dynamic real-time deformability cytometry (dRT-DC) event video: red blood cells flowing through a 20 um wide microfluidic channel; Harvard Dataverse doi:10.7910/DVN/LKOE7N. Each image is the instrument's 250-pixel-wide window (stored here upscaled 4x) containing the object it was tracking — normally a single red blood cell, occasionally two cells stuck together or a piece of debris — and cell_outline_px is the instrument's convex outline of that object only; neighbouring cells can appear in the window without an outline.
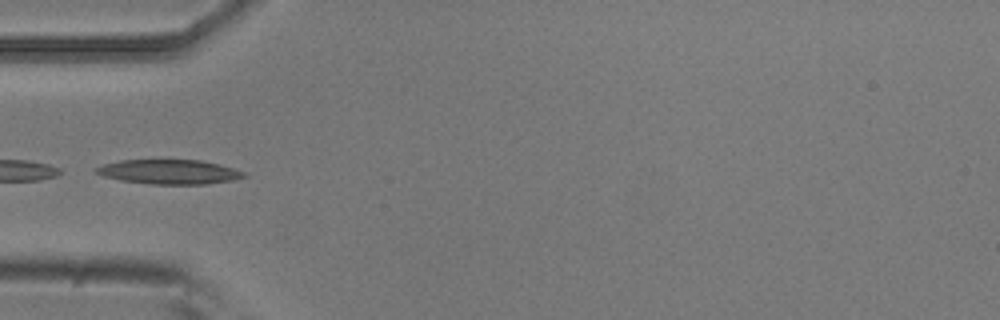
{"species": "common noctule bat (a hibernating species)", "species_latin": "Nyctalus noctula", "temperature_condition": "room temperature", "stored_images_in_passage": 4, "camera_frame_rate_fps": 3000, "um_per_image_px": 0.085, "animal": {"sex": "male", "body_mass_g": 20.5, "forearm_length_mm": 52.5}, "frame": {"image": 1, "passage_image": 3, "time_ms": 0.667, "image_size_px": [1000, 320], "cell_outline_px": [[248, 176], [232, 180], [204, 184], [152, 184], [120, 180], [104, 176], [96, 172], [92, 168], [104, 164], [120, 160], [200, 160], [232, 168], [244, 172]], "centroid_in_image_um": [14.34, 14.6], "position_along_channel_um": 70.7, "area_um2": 20.87}}
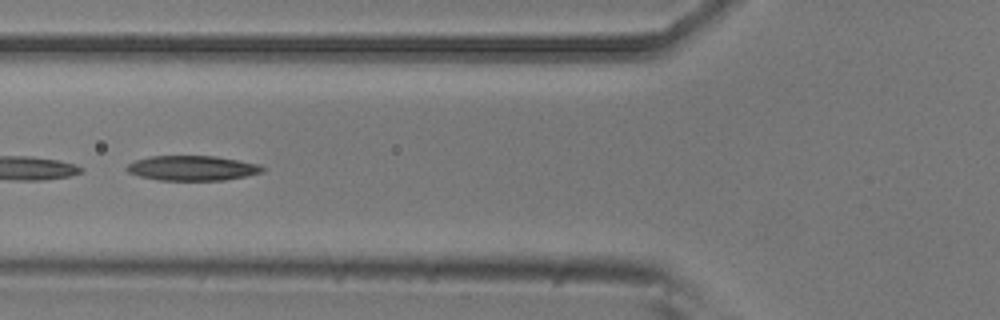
{"frame": {"image": 2, "passage_image": 4, "time_ms": 1.0, "image_size_px": [1000, 320], "cell_outline_px": [[264, 172], [224, 180], [156, 180], [140, 176], [128, 172], [124, 168], [128, 164], [136, 160], [152, 156], [216, 156], [260, 164], [264, 168]], "centroid_in_image_um": [16.34, 14.29], "position_along_channel_um": 109.5, "area_um2": 19.65}}